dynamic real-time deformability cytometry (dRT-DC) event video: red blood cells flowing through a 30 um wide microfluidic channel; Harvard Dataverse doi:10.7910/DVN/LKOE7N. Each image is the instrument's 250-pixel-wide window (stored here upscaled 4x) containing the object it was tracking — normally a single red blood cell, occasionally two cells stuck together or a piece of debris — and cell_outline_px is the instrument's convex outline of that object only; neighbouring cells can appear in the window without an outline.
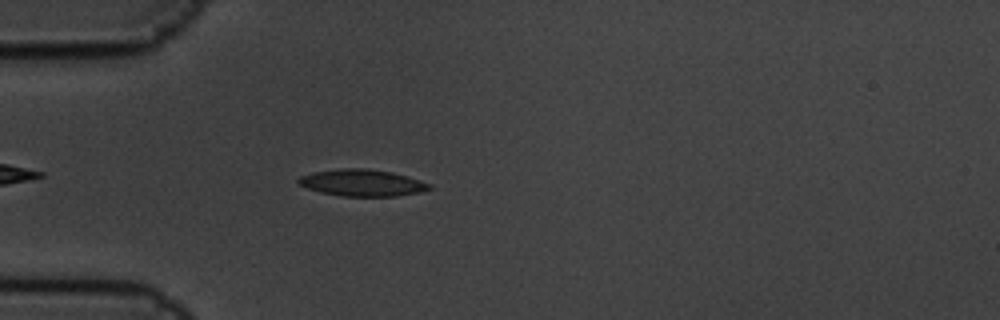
{"species": "common noctule bat (a hibernating species)", "species_latin": "Nyctalus noctula", "temperature_condition": "cold", "stored_images_in_passage": 5, "camera_frame_rate_fps": 3000, "um_per_image_px": 0.085, "animal": {"sex": "male", "body_mass_g": 19.5, "forearm_length_mm": 54.6}, "frame": {"image": 1, "passage_image": 5, "time_ms": 1.333, "image_size_px": [1000, 320], "cell_outline_px": [[432, 188], [420, 192], [396, 196], [340, 196], [320, 192], [308, 188], [300, 184], [296, 180], [300, 176], [312, 172], [340, 168], [364, 168], [392, 172], [408, 176], [432, 184]], "centroid_in_image_um": [30.79, 15.53], "position_along_channel_um": 54.2, "area_um2": 20.46}}